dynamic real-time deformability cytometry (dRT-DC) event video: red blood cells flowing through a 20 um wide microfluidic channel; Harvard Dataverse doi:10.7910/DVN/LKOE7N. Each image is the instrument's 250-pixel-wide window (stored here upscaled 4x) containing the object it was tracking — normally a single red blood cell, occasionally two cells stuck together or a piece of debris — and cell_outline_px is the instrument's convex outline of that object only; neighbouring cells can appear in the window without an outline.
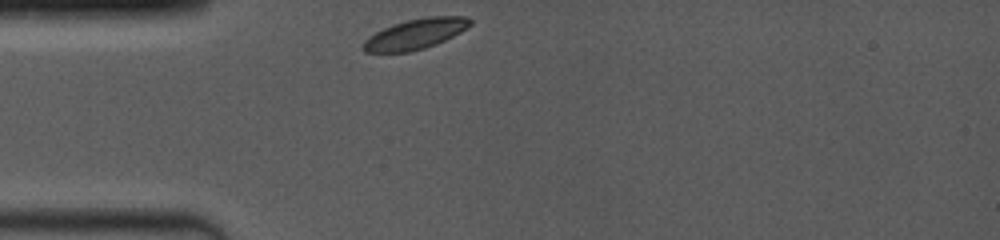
{"species": "common noctule bat (a hibernating species)", "species_latin": "Nyctalus noctula", "temperature_condition": "room temperature", "stored_images_in_passage": 38, "camera_frame_rate_fps": 4000, "um_per_image_px": 0.085, "animal": {"sex": "female", "body_mass_g": 19.0, "forearm_length_mm": 53.3}, "frame": {"image": 1, "passage_image": 1, "time_ms": 0.0, "image_size_px": [1000, 240], "cell_outline_px": [[472, 24], [460, 32], [436, 44], [424, 48], [408, 52], [364, 52], [360, 48], [360, 44], [368, 36], [384, 28], [408, 20], [428, 16], [464, 16], [472, 20]], "centroid_in_image_um": [35.27, 2.9], "position_along_channel_um": 49.7, "area_um2": 18.79}}
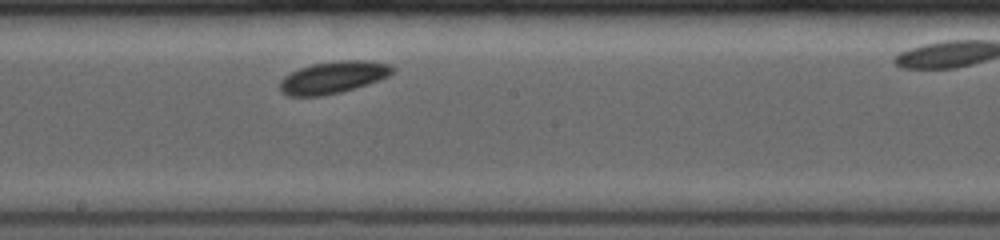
{"frame": {"image": 2, "passage_image": 14, "time_ms": 4.75, "image_size_px": [1000, 240], "cell_outline_px": [[392, 72], [388, 76], [368, 84], [340, 92], [320, 96], [288, 96], [280, 92], [280, 80], [284, 76], [300, 68], [312, 64], [340, 60], [364, 60], [388, 64], [392, 68]], "centroid_in_image_um": [28.27, 6.58], "position_along_channel_um": 219.9, "area_um2": 20.81}}
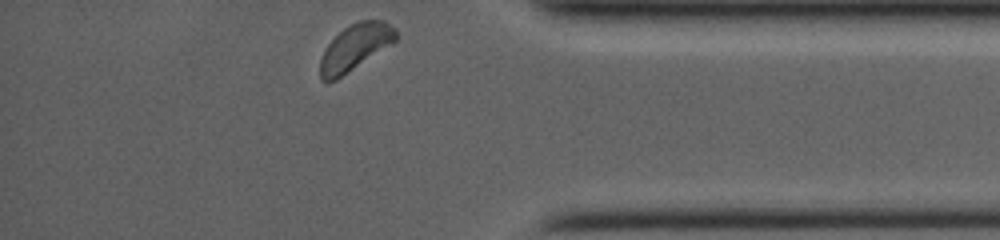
{"frame": {"image": 3, "passage_image": 37, "time_ms": 9.75, "image_size_px": [1000, 240], "cell_outline_px": [[396, 40], [392, 44], [336, 80], [320, 80], [320, 60], [328, 44], [344, 28], [360, 20], [384, 20], [396, 28]], "centroid_in_image_um": [30.21, 4.01], "position_along_channel_um": 405.0, "area_um2": 20.06}}